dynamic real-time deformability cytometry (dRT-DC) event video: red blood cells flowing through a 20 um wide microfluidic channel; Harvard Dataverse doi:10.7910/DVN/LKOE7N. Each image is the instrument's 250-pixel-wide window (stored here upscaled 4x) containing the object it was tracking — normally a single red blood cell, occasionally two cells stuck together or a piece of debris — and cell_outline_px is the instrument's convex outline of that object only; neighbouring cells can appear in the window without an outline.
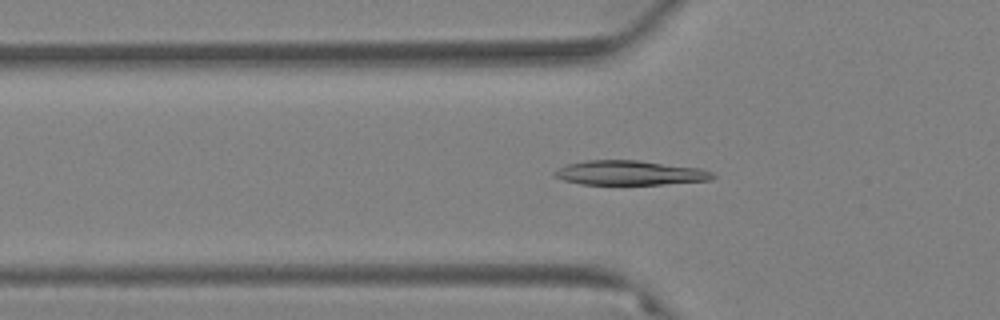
{"species": "Egyptian fruit bat (a non-hibernating species)", "species_latin": "Rousettus aegyptiacus", "temperature_condition": "warm", "stored_images_in_passage": 45, "camera_frame_rate_fps": 3000, "um_per_image_px": 0.085, "animal": {"sex": "female"}, "frame": {"image": 1, "passage_image": 6, "time_ms": 1.667, "image_size_px": [1000, 320], "cell_outline_px": [[716, 176], [712, 180], [664, 184], [580, 184], [564, 180], [552, 176], [552, 172], [568, 164], [584, 160], [640, 160], [700, 168], [712, 172]], "centroid_in_image_um": [53.54, 14.69], "position_along_channel_um": 72.3, "area_um2": 22.66}}
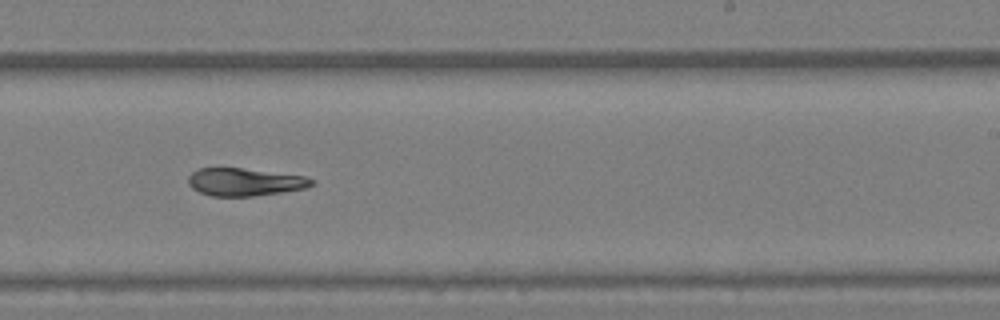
{"frame": {"image": 2, "passage_image": 23, "time_ms": 7.333, "image_size_px": [1000, 320], "cell_outline_px": [[312, 184], [308, 188], [252, 196], [212, 196], [200, 192], [192, 188], [188, 184], [188, 176], [192, 172], [200, 168], [240, 168], [304, 176], [312, 180]], "centroid_in_image_um": [20.76, 15.47], "position_along_channel_um": 268.2, "area_um2": 19.65}}
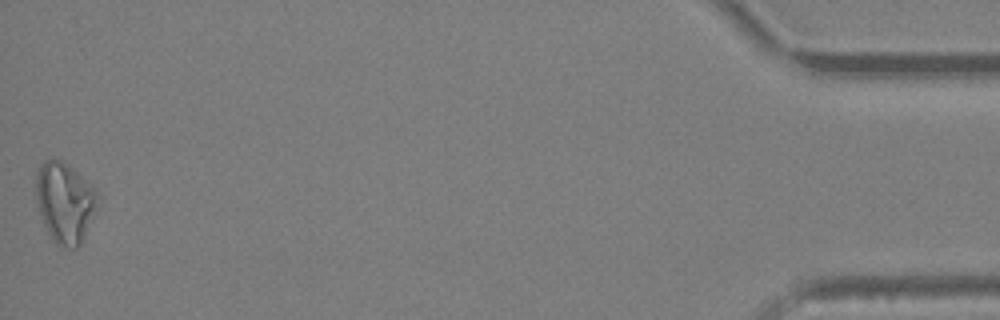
{"frame": {"image": 3, "passage_image": 45, "time_ms": 14.667, "image_size_px": [1000, 320], "cell_outline_px": [[100, 200], [84, 236], [80, 244], [76, 248], [60, 248], [52, 240], [44, 224], [36, 204], [36, 172], [40, 164], [44, 160], [52, 156], [68, 164], [96, 188], [100, 196]], "centroid_in_image_um": [5.51, 17.18], "position_along_channel_um": 429.7, "area_um2": 29.48}}